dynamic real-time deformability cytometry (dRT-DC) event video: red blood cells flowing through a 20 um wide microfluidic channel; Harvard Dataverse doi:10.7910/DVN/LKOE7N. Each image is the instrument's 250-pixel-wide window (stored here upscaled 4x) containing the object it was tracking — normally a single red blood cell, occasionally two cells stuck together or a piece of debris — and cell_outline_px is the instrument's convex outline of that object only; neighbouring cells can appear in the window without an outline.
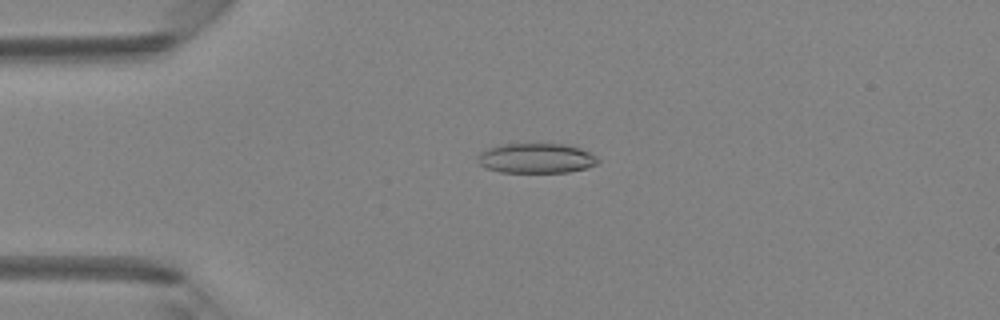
{"species": "Egyptian fruit bat (a non-hibernating species)", "species_latin": "Rousettus aegyptiacus", "temperature_condition": "room temperature", "stored_images_in_passage": 49, "camera_frame_rate_fps": 3000, "um_per_image_px": 0.085, "animal": {"sex": "female"}, "frame": {"image": 1, "passage_image": 12, "time_ms": 3.667, "image_size_px": [1000, 320], "cell_outline_px": [[600, 160], [596, 164], [588, 168], [568, 172], [500, 172], [484, 168], [476, 160], [476, 156], [480, 152], [488, 148], [500, 144], [568, 144], [580, 148], [596, 156]], "centroid_in_image_um": [45.55, 13.45], "position_along_channel_um": 39.4, "area_um2": 21.15}}
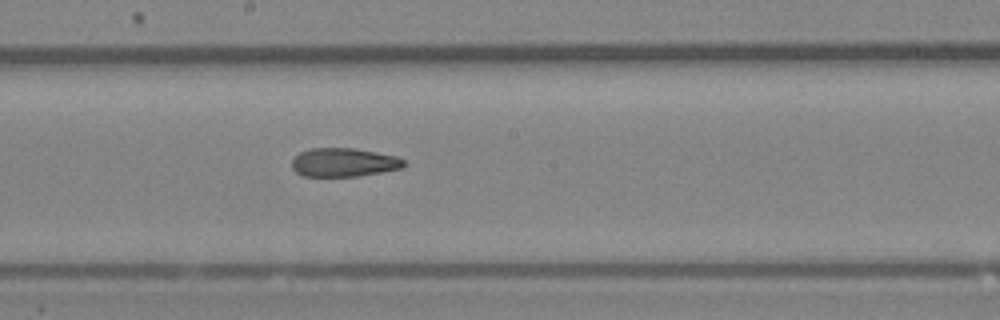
{"frame": {"image": 2, "passage_image": 27, "time_ms": 8.667, "image_size_px": [1000, 320], "cell_outline_px": [[408, 164], [404, 168], [356, 176], [304, 176], [296, 172], [292, 168], [292, 160], [300, 152], [308, 148], [356, 148], [396, 156], [404, 160]], "centroid_in_image_um": [29.24, 13.79], "position_along_channel_um": 219.0, "area_um2": 18.79}}
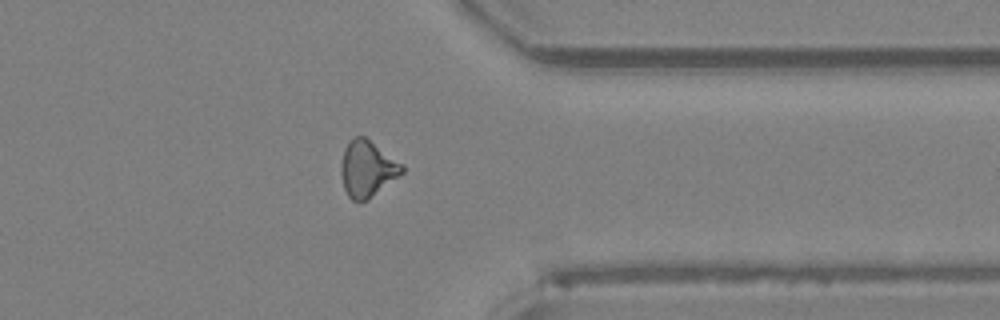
{"frame": {"image": 3, "passage_image": 39, "time_ms": 12.667, "image_size_px": [1000, 320], "cell_outline_px": [[404, 172], [368, 200], [360, 204], [352, 200], [348, 196], [344, 188], [340, 172], [340, 164], [344, 148], [348, 140], [356, 136], [364, 136], [404, 164]], "centroid_in_image_um": [31.2, 14.36], "position_along_channel_um": 380.2, "area_um2": 20.35}, "authors_computed_cell_mechanics": {"area_um2": 19.7676, "velocity_mm_per_s": 4.1779, "shape_relaxation_time_tau1_ms": null, "shape_relaxation_time_tau2_ms": 3.5004, "deformation_change_tau1": null, "deformation_change_tau2": 0.1298}}